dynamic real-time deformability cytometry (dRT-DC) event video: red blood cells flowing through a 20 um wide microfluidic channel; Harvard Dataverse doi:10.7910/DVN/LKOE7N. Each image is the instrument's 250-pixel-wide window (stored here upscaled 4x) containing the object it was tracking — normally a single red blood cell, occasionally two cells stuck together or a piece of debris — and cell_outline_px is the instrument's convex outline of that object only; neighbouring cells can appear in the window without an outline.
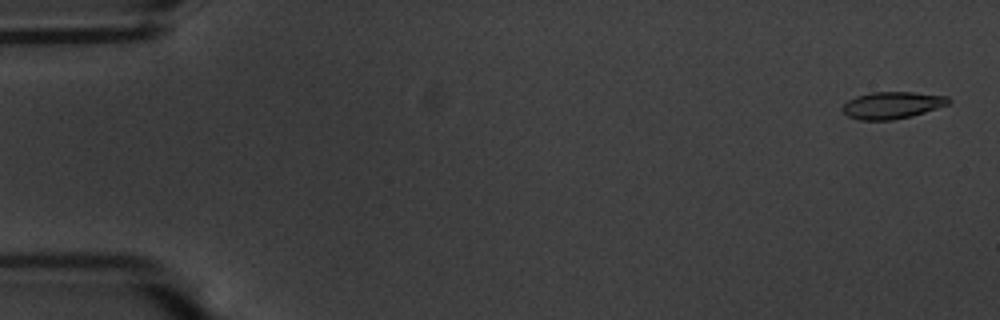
{"species": "common noctule bat (a hibernating species)", "species_latin": "Nyctalus noctula", "temperature_condition": "warm", "stored_images_in_passage": 15, "camera_frame_rate_fps": 3000, "um_per_image_px": 0.085, "animal": {"sex": "male", "body_mass_g": 20.1, "forearm_length_mm": 53.5}, "frame": {"image": 1, "passage_image": 2, "time_ms": 0.333, "image_size_px": [1000, 320], "cell_outline_px": [[952, 100], [948, 104], [912, 116], [892, 120], [860, 120], [848, 116], [840, 108], [848, 100], [856, 96], [872, 92], [912, 92], [948, 96]], "centroid_in_image_um": [75.82, 8.94], "position_along_channel_um": 9.2, "area_um2": 16.65}}
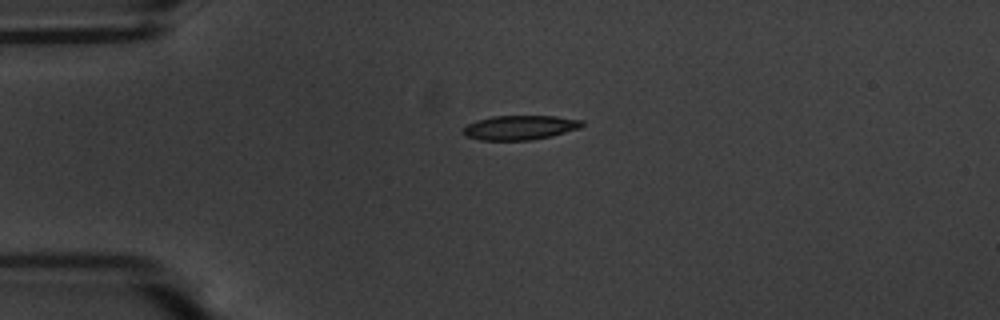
{"frame": {"image": 2, "passage_image": 14, "time_ms": 4.333, "image_size_px": [1000, 320], "cell_outline_px": [[584, 124], [580, 128], [552, 136], [532, 140], [480, 140], [464, 136], [460, 132], [460, 128], [476, 120], [492, 116], [556, 116], [584, 120]], "centroid_in_image_um": [44.15, 10.84], "position_along_channel_um": 40.8, "area_um2": 17.22}}